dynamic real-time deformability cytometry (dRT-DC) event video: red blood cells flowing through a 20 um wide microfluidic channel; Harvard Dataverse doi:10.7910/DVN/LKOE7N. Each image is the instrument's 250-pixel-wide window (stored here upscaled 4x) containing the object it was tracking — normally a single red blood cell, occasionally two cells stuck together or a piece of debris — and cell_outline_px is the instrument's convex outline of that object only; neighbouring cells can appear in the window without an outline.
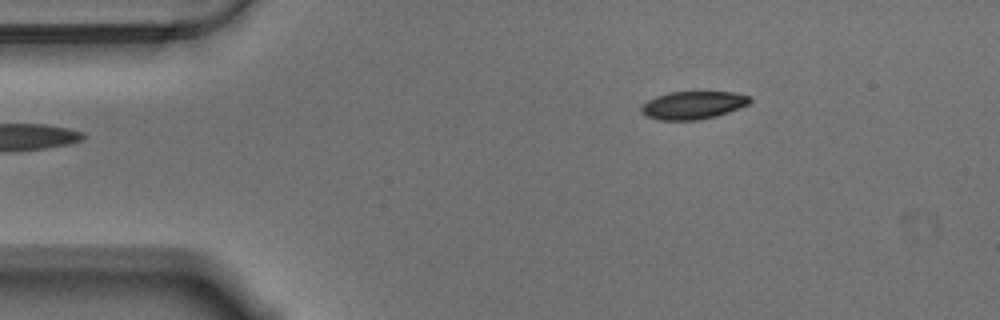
{"species": "Egyptian fruit bat (a non-hibernating species)", "species_latin": "Rousettus aegyptiacus", "temperature_condition": "warm", "stored_images_in_passage": 49, "camera_frame_rate_fps": 3000, "um_per_image_px": 0.085, "animal": {"sex": "male"}, "frame": {"image": 1, "passage_image": 1, "time_ms": 0.0, "image_size_px": [1000, 320], "cell_outline_px": [[752, 100], [748, 104], [716, 116], [700, 120], [660, 120], [648, 116], [640, 108], [648, 100], [656, 96], [668, 92], [732, 92], [748, 96]], "centroid_in_image_um": [58.9, 8.93], "position_along_channel_um": 26.1, "area_um2": 17.34}}
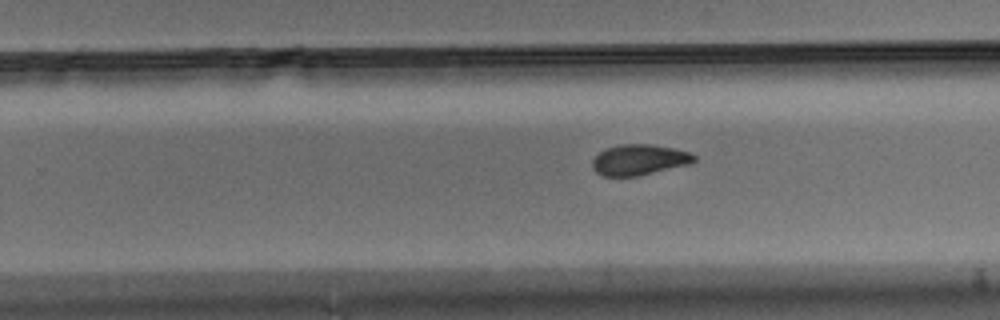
{"frame": {"image": 2, "passage_image": 27, "time_ms": 8.667, "image_size_px": [1000, 320], "cell_outline_px": [[696, 160], [692, 164], [636, 176], [604, 176], [596, 172], [592, 168], [592, 160], [600, 152], [608, 148], [620, 144], [652, 144], [672, 148], [688, 152], [696, 156]], "centroid_in_image_um": [54.35, 13.58], "position_along_channel_um": 275.5, "area_um2": 18.15}}
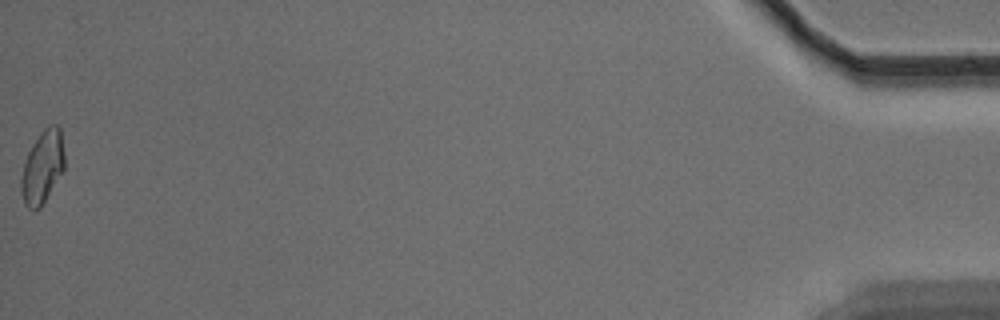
{"frame": {"image": 3, "passage_image": 49, "time_ms": 16.0, "image_size_px": [1000, 320], "cell_outline_px": [[64, 172], [40, 208], [28, 208], [24, 204], [20, 192], [20, 180], [24, 160], [32, 144], [40, 132], [48, 124], [56, 124], [60, 128], [64, 152]], "centroid_in_image_um": [3.61, 14.19], "position_along_channel_um": 431.6, "area_um2": 18.73}, "authors_computed_cell_mechanics": {"area_um2": 18.4382, "velocity_mm_per_s": 3.5293, "shape_relaxation_time_tau1_ms": 5.0006, "shape_relaxation_time_tau2_ms": 2.5659, "deformation_change_tau1": 0.1407, "deformation_change_tau2": 0.0683}}